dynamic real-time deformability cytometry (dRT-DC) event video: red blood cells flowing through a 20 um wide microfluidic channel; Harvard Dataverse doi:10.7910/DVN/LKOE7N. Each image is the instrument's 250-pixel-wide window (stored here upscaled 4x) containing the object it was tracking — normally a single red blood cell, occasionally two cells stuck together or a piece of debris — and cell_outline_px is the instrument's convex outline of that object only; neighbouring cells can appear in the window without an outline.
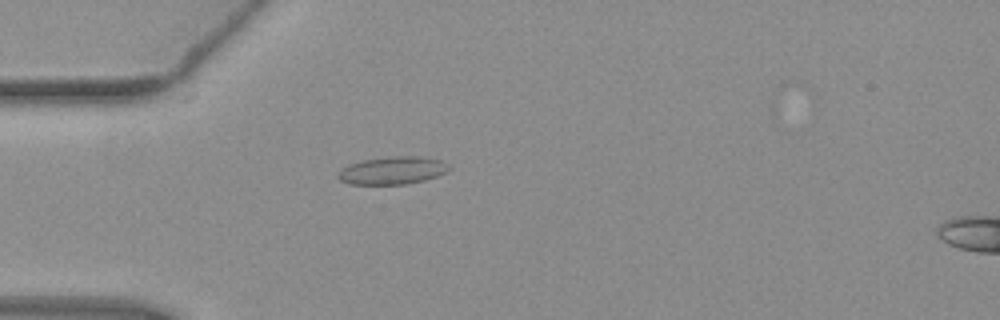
{"species": "common noctule bat (a hibernating species)", "species_latin": "Nyctalus noctula", "temperature_condition": "warm", "stored_images_in_passage": 41, "camera_frame_rate_fps": 3000, "um_per_image_px": 0.085, "animal": {"sex": "female", "body_mass_g": 19.3, "forearm_length_mm": 54.1}, "frame": {"image": 1, "passage_image": 4, "time_ms": 1.0, "image_size_px": [1000, 320], "cell_outline_px": [[452, 168], [448, 172], [424, 180], [408, 184], [348, 184], [340, 180], [336, 176], [340, 168], [348, 164], [364, 160], [388, 156], [420, 156], [440, 160]], "centroid_in_image_um": [33.34, 14.49], "position_along_channel_um": 51.7, "area_um2": 18.09}}
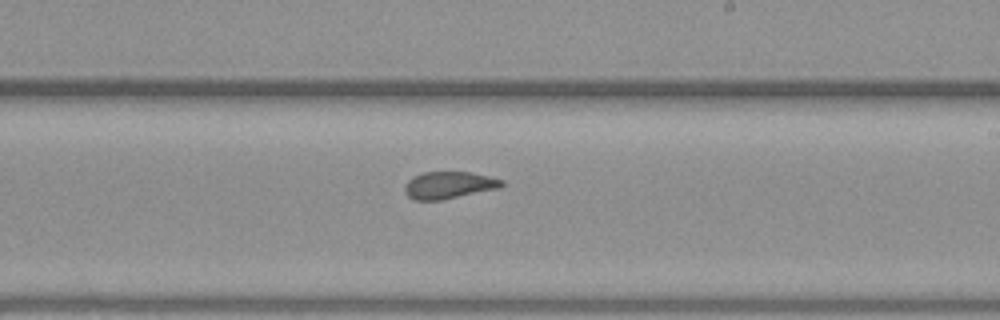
{"frame": {"image": 2, "passage_image": 20, "time_ms": 6.333, "image_size_px": [1000, 320], "cell_outline_px": [[504, 184], [500, 188], [440, 200], [416, 200], [408, 196], [404, 192], [404, 184], [412, 176], [424, 172], [468, 172], [488, 176], [504, 180]], "centroid_in_image_um": [38.13, 15.73], "position_along_channel_um": 250.9, "area_um2": 15.32}}
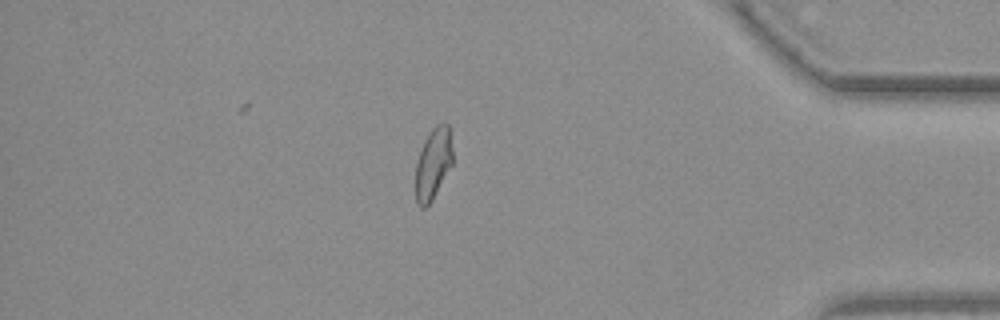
{"frame": {"image": 3, "passage_image": 34, "time_ms": 11.0, "image_size_px": [1000, 320], "cell_outline_px": [[452, 164], [432, 200], [424, 208], [420, 208], [416, 204], [416, 164], [424, 140], [428, 132], [436, 124], [448, 124], [452, 148]], "centroid_in_image_um": [36.81, 13.91], "position_along_channel_um": 398.4, "area_um2": 15.26}, "authors_computed_cell_mechanics": {"area_um2": 16.1262, "velocity_mm_per_s": 3.9244, "shape_relaxation_time_tau1_ms": null, "shape_relaxation_time_tau2_ms": 0.9597, "deformation_change_tau1": null, "deformation_change_tau2": 0.0697}}